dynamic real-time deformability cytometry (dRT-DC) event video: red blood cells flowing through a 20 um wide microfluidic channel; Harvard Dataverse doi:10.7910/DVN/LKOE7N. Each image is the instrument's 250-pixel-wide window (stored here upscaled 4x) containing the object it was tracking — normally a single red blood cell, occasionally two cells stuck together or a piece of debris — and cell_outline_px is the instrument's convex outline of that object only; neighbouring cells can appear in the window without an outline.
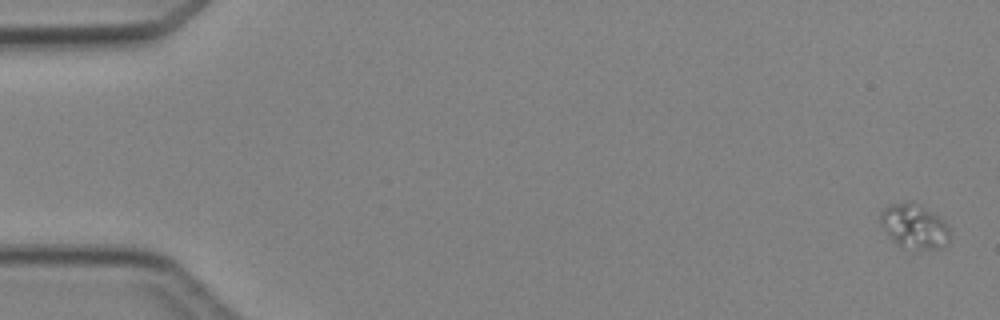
{"species": "Egyptian fruit bat (a non-hibernating species)", "species_latin": "Rousettus aegyptiacus", "temperature_condition": "cold", "stored_images_in_passage": 3, "camera_frame_rate_fps": 3000, "um_per_image_px": 0.085, "animal": {"sex": "female"}, "frame": {"image": 1, "passage_image": 1, "time_ms": 0.0, "image_size_px": [1000, 320], "cell_outline_px": [[948, 240], [944, 248], [900, 248], [892, 240], [880, 224], [880, 212], [884, 208], [892, 204], [920, 204], [932, 212], [948, 224]], "centroid_in_image_um": [77.69, 19.26], "position_along_channel_um": 7.3, "area_um2": 17.63}}